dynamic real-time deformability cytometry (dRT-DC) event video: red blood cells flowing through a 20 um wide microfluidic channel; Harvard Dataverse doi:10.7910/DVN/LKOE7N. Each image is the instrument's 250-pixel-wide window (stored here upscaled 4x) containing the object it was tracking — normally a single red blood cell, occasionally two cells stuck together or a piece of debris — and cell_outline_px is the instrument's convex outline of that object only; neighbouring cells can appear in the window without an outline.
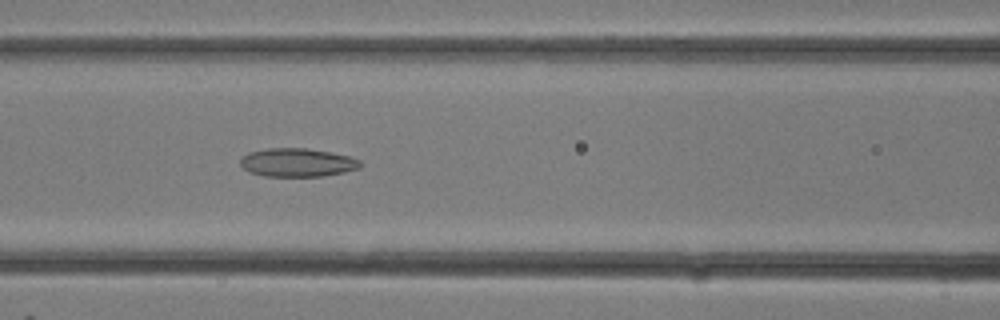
{"species": "common noctule bat (a hibernating species)", "species_latin": "Nyctalus noctula", "temperature_condition": "room temperature", "stored_images_in_passage": 20, "camera_frame_rate_fps": 3000, "um_per_image_px": 0.085, "animal": {"sex": "female"}, "frame": {"image": 1, "passage_image": 13, "time_ms": 4.0, "image_size_px": [1000, 320], "cell_outline_px": [[364, 164], [360, 168], [344, 172], [324, 176], [264, 176], [248, 172], [240, 164], [240, 156], [248, 152], [268, 148], [308, 148], [348, 156], [360, 160]], "centroid_in_image_um": [25.25, 13.81], "position_along_channel_um": 141.3, "area_um2": 20.06}}
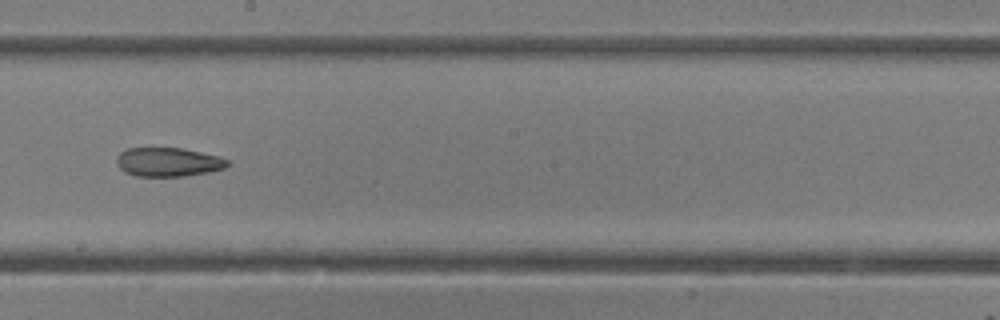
{"frame": {"image": 2, "passage_image": 17, "time_ms": 5.333, "image_size_px": [1000, 320], "cell_outline_px": [[232, 164], [224, 168], [208, 172], [184, 176], [136, 176], [124, 172], [116, 164], [116, 156], [120, 152], [128, 148], [184, 148], [220, 156], [228, 160]], "centroid_in_image_um": [14.3, 13.77], "position_along_channel_um": 233.9, "area_um2": 18.9}}
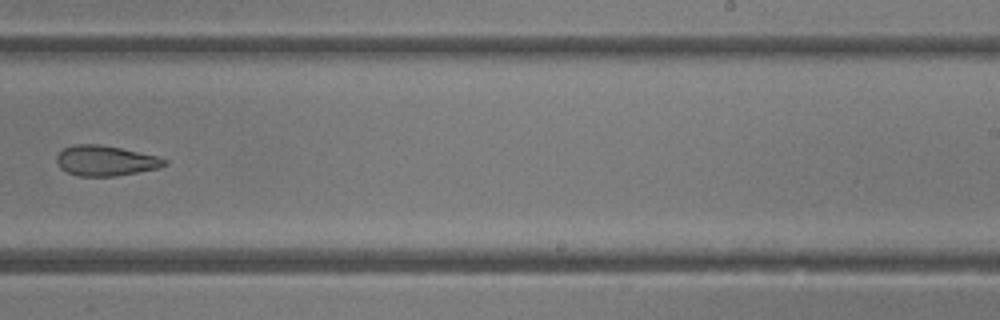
{"frame": {"image": 3, "passage_image": 19, "time_ms": 6.0, "image_size_px": [1000, 320], "cell_outline_px": [[168, 164], [160, 168], [116, 176], [76, 176], [60, 168], [56, 160], [56, 156], [64, 148], [72, 144], [100, 144], [120, 148], [156, 156], [168, 160]], "centroid_in_image_um": [8.97, 13.66], "position_along_channel_um": 280.0, "area_um2": 19.07}}